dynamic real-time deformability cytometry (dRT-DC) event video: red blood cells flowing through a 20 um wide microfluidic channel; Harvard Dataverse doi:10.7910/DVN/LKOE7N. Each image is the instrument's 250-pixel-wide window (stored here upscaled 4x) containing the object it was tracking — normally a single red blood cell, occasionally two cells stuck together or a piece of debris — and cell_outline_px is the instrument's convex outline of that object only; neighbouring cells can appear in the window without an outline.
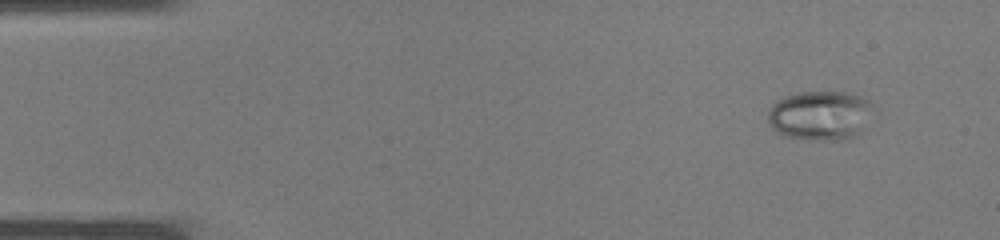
{"species": "common noctule bat (a hibernating species)", "species_latin": "Nyctalus noctula", "temperature_condition": "warm", "stored_images_in_passage": 35, "camera_frame_rate_fps": 3000, "um_per_image_px": 0.085, "animal": {"sex": "male", "body_mass_g": 19.0, "forearm_length_mm": 50.8}, "frame": {"image": 1, "passage_image": 1, "time_ms": 0.0, "image_size_px": [1000, 240], "cell_outline_px": [[872, 104], [860, 136], [848, 140], [812, 140], [788, 136], [772, 128], [768, 124], [768, 112], [772, 104], [784, 96], [800, 92], [844, 92], [860, 96], [868, 100]], "centroid_in_image_um": [69.7, 9.82], "position_along_channel_um": 15.3, "area_um2": 30.23}}
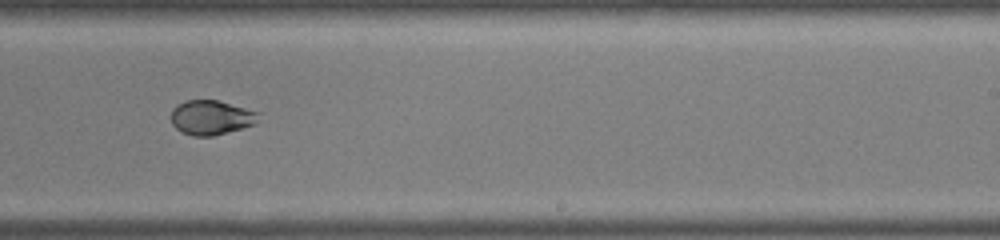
{"frame": {"image": 2, "passage_image": 21, "time_ms": 6.667, "image_size_px": [1000, 240], "cell_outline_px": [[260, 112], [256, 124], [212, 136], [192, 136], [176, 128], [172, 124], [172, 108], [176, 104], [184, 100], [220, 100]], "centroid_in_image_um": [17.96, 9.97], "position_along_channel_um": 271.0, "area_um2": 17.69}}
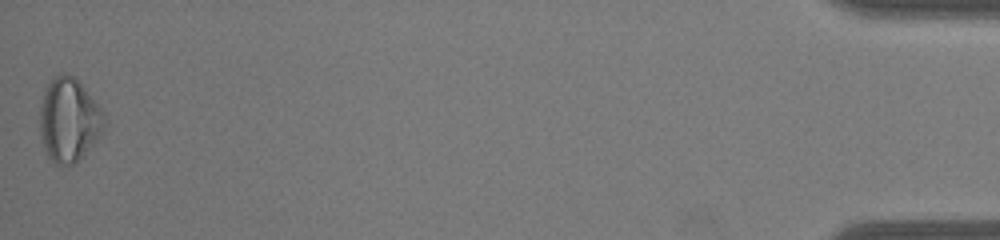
{"frame": {"image": 3, "passage_image": 35, "time_ms": 11.333, "image_size_px": [1000, 240], "cell_outline_px": [[104, 128], [84, 156], [72, 164], [56, 164], [48, 156], [44, 148], [40, 132], [40, 104], [44, 88], [60, 72], [64, 72], [76, 76], [104, 112]], "centroid_in_image_um": [5.85, 10.15], "position_along_channel_um": 429.3, "area_um2": 31.5}}